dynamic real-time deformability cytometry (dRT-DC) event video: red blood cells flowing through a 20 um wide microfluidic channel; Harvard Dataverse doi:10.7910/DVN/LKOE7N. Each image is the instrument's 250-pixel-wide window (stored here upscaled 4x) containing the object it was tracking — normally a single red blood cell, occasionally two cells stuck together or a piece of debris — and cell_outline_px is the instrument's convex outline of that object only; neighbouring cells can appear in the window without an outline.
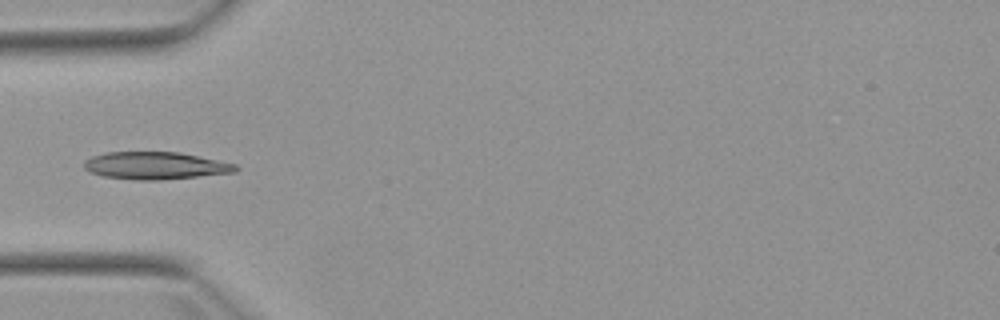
{"species": "Egyptian fruit bat (a non-hibernating species)", "species_latin": "Rousettus aegyptiacus", "temperature_condition": "warm", "stored_images_in_passage": 3, "camera_frame_rate_fps": 3000, "um_per_image_px": 0.085, "animal": {"sex": "female"}, "frame": {"image": 1, "passage_image": 3, "time_ms": 2.333, "image_size_px": [1000, 320], "cell_outline_px": [[240, 168], [236, 172], [160, 180], [136, 180], [104, 176], [88, 172], [84, 168], [84, 160], [92, 156], [108, 152], [180, 152], [236, 164]], "centroid_in_image_um": [13.2, 14.08], "position_along_channel_um": 71.8, "area_um2": 24.22}}